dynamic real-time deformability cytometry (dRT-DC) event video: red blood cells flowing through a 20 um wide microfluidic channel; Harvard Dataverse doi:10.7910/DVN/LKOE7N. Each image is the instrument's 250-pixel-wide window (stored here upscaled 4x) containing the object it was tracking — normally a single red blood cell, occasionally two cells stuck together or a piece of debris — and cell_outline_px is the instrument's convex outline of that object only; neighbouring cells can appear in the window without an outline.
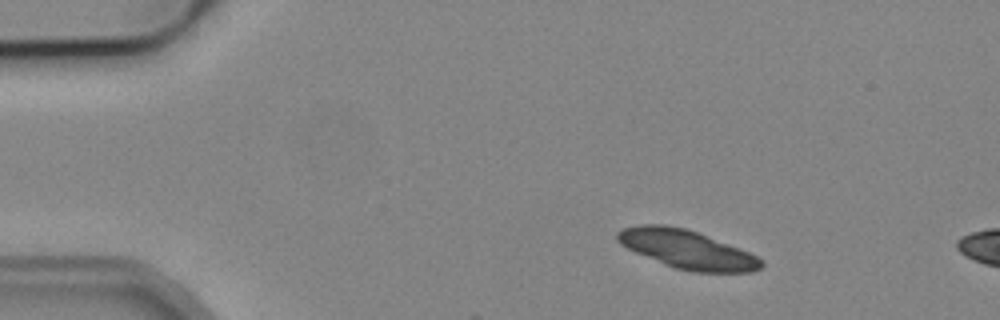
{"species": "common noctule bat (a hibernating species)", "species_latin": "Nyctalus noctula", "temperature_condition": "cold", "stored_images_in_passage": 5, "camera_frame_rate_fps": 3000, "um_per_image_px": 0.085, "animal": {"sex": "male", "body_mass_g": 19.2, "forearm_length_mm": 51.8}, "frame": {"image": 1, "passage_image": 3, "time_ms": 2.333, "image_size_px": [1000, 320], "cell_outline_px": [[764, 264], [760, 268], [752, 272], [692, 272], [676, 268], [636, 252], [620, 244], [616, 240], [616, 232], [624, 228], [640, 224], [664, 224], [684, 228], [696, 232], [740, 248], [764, 260]], "centroid_in_image_um": [58.4, 21.19], "position_along_channel_um": 26.6, "area_um2": 32.02}}